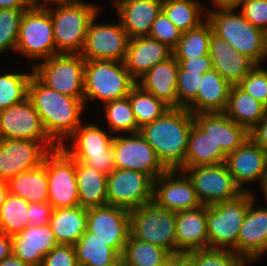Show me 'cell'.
<instances>
[{
  "instance_id": "24",
  "label": "cell",
  "mask_w": 267,
  "mask_h": 266,
  "mask_svg": "<svg viewBox=\"0 0 267 266\" xmlns=\"http://www.w3.org/2000/svg\"><path fill=\"white\" fill-rule=\"evenodd\" d=\"M121 26L130 39L148 36L162 11V0H112Z\"/></svg>"
},
{
  "instance_id": "33",
  "label": "cell",
  "mask_w": 267,
  "mask_h": 266,
  "mask_svg": "<svg viewBox=\"0 0 267 266\" xmlns=\"http://www.w3.org/2000/svg\"><path fill=\"white\" fill-rule=\"evenodd\" d=\"M266 108L237 85H232L224 113L237 125L243 126L250 132L264 117Z\"/></svg>"
},
{
  "instance_id": "4",
  "label": "cell",
  "mask_w": 267,
  "mask_h": 266,
  "mask_svg": "<svg viewBox=\"0 0 267 266\" xmlns=\"http://www.w3.org/2000/svg\"><path fill=\"white\" fill-rule=\"evenodd\" d=\"M230 10H207L206 19L213 33L224 39L240 54L256 65L262 64L267 56V33L253 26L240 12Z\"/></svg>"
},
{
  "instance_id": "7",
  "label": "cell",
  "mask_w": 267,
  "mask_h": 266,
  "mask_svg": "<svg viewBox=\"0 0 267 266\" xmlns=\"http://www.w3.org/2000/svg\"><path fill=\"white\" fill-rule=\"evenodd\" d=\"M176 212L159 207L154 201L130 210V234L166 250L180 254L176 243Z\"/></svg>"
},
{
  "instance_id": "60",
  "label": "cell",
  "mask_w": 267,
  "mask_h": 266,
  "mask_svg": "<svg viewBox=\"0 0 267 266\" xmlns=\"http://www.w3.org/2000/svg\"><path fill=\"white\" fill-rule=\"evenodd\" d=\"M261 188H262L263 194L265 195V199L267 202V173H266L265 180H264Z\"/></svg>"
},
{
  "instance_id": "48",
  "label": "cell",
  "mask_w": 267,
  "mask_h": 266,
  "mask_svg": "<svg viewBox=\"0 0 267 266\" xmlns=\"http://www.w3.org/2000/svg\"><path fill=\"white\" fill-rule=\"evenodd\" d=\"M240 6L242 15L267 33V0H243Z\"/></svg>"
},
{
  "instance_id": "25",
  "label": "cell",
  "mask_w": 267,
  "mask_h": 266,
  "mask_svg": "<svg viewBox=\"0 0 267 266\" xmlns=\"http://www.w3.org/2000/svg\"><path fill=\"white\" fill-rule=\"evenodd\" d=\"M176 243L181 253L208 249L207 206L176 212Z\"/></svg>"
},
{
  "instance_id": "11",
  "label": "cell",
  "mask_w": 267,
  "mask_h": 266,
  "mask_svg": "<svg viewBox=\"0 0 267 266\" xmlns=\"http://www.w3.org/2000/svg\"><path fill=\"white\" fill-rule=\"evenodd\" d=\"M69 138L73 143L69 144V148L66 143L62 147L74 160L107 175L115 170L112 147L114 135H108L100 127L90 123L80 125Z\"/></svg>"
},
{
  "instance_id": "32",
  "label": "cell",
  "mask_w": 267,
  "mask_h": 266,
  "mask_svg": "<svg viewBox=\"0 0 267 266\" xmlns=\"http://www.w3.org/2000/svg\"><path fill=\"white\" fill-rule=\"evenodd\" d=\"M49 224L59 244L74 245L87 229V208L53 209Z\"/></svg>"
},
{
  "instance_id": "10",
  "label": "cell",
  "mask_w": 267,
  "mask_h": 266,
  "mask_svg": "<svg viewBox=\"0 0 267 266\" xmlns=\"http://www.w3.org/2000/svg\"><path fill=\"white\" fill-rule=\"evenodd\" d=\"M17 52L31 60L57 55L50 12L46 7H29L22 15Z\"/></svg>"
},
{
  "instance_id": "27",
  "label": "cell",
  "mask_w": 267,
  "mask_h": 266,
  "mask_svg": "<svg viewBox=\"0 0 267 266\" xmlns=\"http://www.w3.org/2000/svg\"><path fill=\"white\" fill-rule=\"evenodd\" d=\"M179 63L173 55L159 62L136 82L143 90L163 101L170 108H178L177 77Z\"/></svg>"
},
{
  "instance_id": "36",
  "label": "cell",
  "mask_w": 267,
  "mask_h": 266,
  "mask_svg": "<svg viewBox=\"0 0 267 266\" xmlns=\"http://www.w3.org/2000/svg\"><path fill=\"white\" fill-rule=\"evenodd\" d=\"M169 256L163 248L138 240L130 234L121 259L124 266H157L164 263Z\"/></svg>"
},
{
  "instance_id": "3",
  "label": "cell",
  "mask_w": 267,
  "mask_h": 266,
  "mask_svg": "<svg viewBox=\"0 0 267 266\" xmlns=\"http://www.w3.org/2000/svg\"><path fill=\"white\" fill-rule=\"evenodd\" d=\"M53 4L57 8H46L52 19L56 52L80 54L85 45L88 25L99 14L100 7L79 0H54Z\"/></svg>"
},
{
  "instance_id": "42",
  "label": "cell",
  "mask_w": 267,
  "mask_h": 266,
  "mask_svg": "<svg viewBox=\"0 0 267 266\" xmlns=\"http://www.w3.org/2000/svg\"><path fill=\"white\" fill-rule=\"evenodd\" d=\"M33 75L5 72L0 75V112L28 98V86Z\"/></svg>"
},
{
  "instance_id": "31",
  "label": "cell",
  "mask_w": 267,
  "mask_h": 266,
  "mask_svg": "<svg viewBox=\"0 0 267 266\" xmlns=\"http://www.w3.org/2000/svg\"><path fill=\"white\" fill-rule=\"evenodd\" d=\"M227 155L195 123L191 127L184 164L178 169L226 163Z\"/></svg>"
},
{
  "instance_id": "9",
  "label": "cell",
  "mask_w": 267,
  "mask_h": 266,
  "mask_svg": "<svg viewBox=\"0 0 267 266\" xmlns=\"http://www.w3.org/2000/svg\"><path fill=\"white\" fill-rule=\"evenodd\" d=\"M42 165L47 170L48 203L53 209L80 206L74 158L58 146L46 154Z\"/></svg>"
},
{
  "instance_id": "5",
  "label": "cell",
  "mask_w": 267,
  "mask_h": 266,
  "mask_svg": "<svg viewBox=\"0 0 267 266\" xmlns=\"http://www.w3.org/2000/svg\"><path fill=\"white\" fill-rule=\"evenodd\" d=\"M137 84L124 62L115 60H85L84 104L88 99L103 103L125 98Z\"/></svg>"
},
{
  "instance_id": "57",
  "label": "cell",
  "mask_w": 267,
  "mask_h": 266,
  "mask_svg": "<svg viewBox=\"0 0 267 266\" xmlns=\"http://www.w3.org/2000/svg\"><path fill=\"white\" fill-rule=\"evenodd\" d=\"M0 266H30L27 263H24L20 258L15 257L13 254L5 258L0 262Z\"/></svg>"
},
{
  "instance_id": "41",
  "label": "cell",
  "mask_w": 267,
  "mask_h": 266,
  "mask_svg": "<svg viewBox=\"0 0 267 266\" xmlns=\"http://www.w3.org/2000/svg\"><path fill=\"white\" fill-rule=\"evenodd\" d=\"M105 114L109 126V132H121L125 134L137 133L140 128L129 101V97L112 100L104 103Z\"/></svg>"
},
{
  "instance_id": "53",
  "label": "cell",
  "mask_w": 267,
  "mask_h": 266,
  "mask_svg": "<svg viewBox=\"0 0 267 266\" xmlns=\"http://www.w3.org/2000/svg\"><path fill=\"white\" fill-rule=\"evenodd\" d=\"M12 255V239L0 231V262Z\"/></svg>"
},
{
  "instance_id": "19",
  "label": "cell",
  "mask_w": 267,
  "mask_h": 266,
  "mask_svg": "<svg viewBox=\"0 0 267 266\" xmlns=\"http://www.w3.org/2000/svg\"><path fill=\"white\" fill-rule=\"evenodd\" d=\"M177 172L182 175L179 176ZM153 201L159 207L174 212L202 206L191 179L179 170H167L154 180Z\"/></svg>"
},
{
  "instance_id": "37",
  "label": "cell",
  "mask_w": 267,
  "mask_h": 266,
  "mask_svg": "<svg viewBox=\"0 0 267 266\" xmlns=\"http://www.w3.org/2000/svg\"><path fill=\"white\" fill-rule=\"evenodd\" d=\"M212 26L205 19L196 28L182 32L181 39L172 50L174 58H196L209 54Z\"/></svg>"
},
{
  "instance_id": "16",
  "label": "cell",
  "mask_w": 267,
  "mask_h": 266,
  "mask_svg": "<svg viewBox=\"0 0 267 266\" xmlns=\"http://www.w3.org/2000/svg\"><path fill=\"white\" fill-rule=\"evenodd\" d=\"M120 256L130 236V211L106 205L87 209V229Z\"/></svg>"
},
{
  "instance_id": "20",
  "label": "cell",
  "mask_w": 267,
  "mask_h": 266,
  "mask_svg": "<svg viewBox=\"0 0 267 266\" xmlns=\"http://www.w3.org/2000/svg\"><path fill=\"white\" fill-rule=\"evenodd\" d=\"M225 164L235 184L242 192H249L243 185L259 180L262 186L265 180L267 153L248 138L239 148L227 155Z\"/></svg>"
},
{
  "instance_id": "6",
  "label": "cell",
  "mask_w": 267,
  "mask_h": 266,
  "mask_svg": "<svg viewBox=\"0 0 267 266\" xmlns=\"http://www.w3.org/2000/svg\"><path fill=\"white\" fill-rule=\"evenodd\" d=\"M250 206V191L237 198L207 206L209 248L237 254V238Z\"/></svg>"
},
{
  "instance_id": "40",
  "label": "cell",
  "mask_w": 267,
  "mask_h": 266,
  "mask_svg": "<svg viewBox=\"0 0 267 266\" xmlns=\"http://www.w3.org/2000/svg\"><path fill=\"white\" fill-rule=\"evenodd\" d=\"M28 208L25 199L9 193L0 212V231L8 236L21 233L30 225Z\"/></svg>"
},
{
  "instance_id": "23",
  "label": "cell",
  "mask_w": 267,
  "mask_h": 266,
  "mask_svg": "<svg viewBox=\"0 0 267 266\" xmlns=\"http://www.w3.org/2000/svg\"><path fill=\"white\" fill-rule=\"evenodd\" d=\"M11 239L12 254L30 266H41L43 257L59 245L49 223L43 226L28 225Z\"/></svg>"
},
{
  "instance_id": "54",
  "label": "cell",
  "mask_w": 267,
  "mask_h": 266,
  "mask_svg": "<svg viewBox=\"0 0 267 266\" xmlns=\"http://www.w3.org/2000/svg\"><path fill=\"white\" fill-rule=\"evenodd\" d=\"M168 266H193V263L187 253H180L168 257Z\"/></svg>"
},
{
  "instance_id": "50",
  "label": "cell",
  "mask_w": 267,
  "mask_h": 266,
  "mask_svg": "<svg viewBox=\"0 0 267 266\" xmlns=\"http://www.w3.org/2000/svg\"><path fill=\"white\" fill-rule=\"evenodd\" d=\"M53 207L50 203H29L27 216L29 217L30 225L43 226L49 223Z\"/></svg>"
},
{
  "instance_id": "28",
  "label": "cell",
  "mask_w": 267,
  "mask_h": 266,
  "mask_svg": "<svg viewBox=\"0 0 267 266\" xmlns=\"http://www.w3.org/2000/svg\"><path fill=\"white\" fill-rule=\"evenodd\" d=\"M209 54L213 68L231 85H238L256 66L252 60L240 54L213 32L210 39Z\"/></svg>"
},
{
  "instance_id": "35",
  "label": "cell",
  "mask_w": 267,
  "mask_h": 266,
  "mask_svg": "<svg viewBox=\"0 0 267 266\" xmlns=\"http://www.w3.org/2000/svg\"><path fill=\"white\" fill-rule=\"evenodd\" d=\"M74 248L79 266H112L121 259L113 248L87 230L74 244Z\"/></svg>"
},
{
  "instance_id": "1",
  "label": "cell",
  "mask_w": 267,
  "mask_h": 266,
  "mask_svg": "<svg viewBox=\"0 0 267 266\" xmlns=\"http://www.w3.org/2000/svg\"><path fill=\"white\" fill-rule=\"evenodd\" d=\"M193 124V114L187 108H170L153 122L143 125L139 133L167 170H178L184 164Z\"/></svg>"
},
{
  "instance_id": "47",
  "label": "cell",
  "mask_w": 267,
  "mask_h": 266,
  "mask_svg": "<svg viewBox=\"0 0 267 266\" xmlns=\"http://www.w3.org/2000/svg\"><path fill=\"white\" fill-rule=\"evenodd\" d=\"M181 36L182 31L162 11L154 20L150 33L148 34V37L166 44L172 50L177 46Z\"/></svg>"
},
{
  "instance_id": "29",
  "label": "cell",
  "mask_w": 267,
  "mask_h": 266,
  "mask_svg": "<svg viewBox=\"0 0 267 266\" xmlns=\"http://www.w3.org/2000/svg\"><path fill=\"white\" fill-rule=\"evenodd\" d=\"M231 87L213 68L203 74L197 96L185 108L192 114L224 112Z\"/></svg>"
},
{
  "instance_id": "8",
  "label": "cell",
  "mask_w": 267,
  "mask_h": 266,
  "mask_svg": "<svg viewBox=\"0 0 267 266\" xmlns=\"http://www.w3.org/2000/svg\"><path fill=\"white\" fill-rule=\"evenodd\" d=\"M85 59L81 54H57L36 63L33 74L47 87L84 100Z\"/></svg>"
},
{
  "instance_id": "18",
  "label": "cell",
  "mask_w": 267,
  "mask_h": 266,
  "mask_svg": "<svg viewBox=\"0 0 267 266\" xmlns=\"http://www.w3.org/2000/svg\"><path fill=\"white\" fill-rule=\"evenodd\" d=\"M0 139H32L54 142L29 98L0 112Z\"/></svg>"
},
{
  "instance_id": "14",
  "label": "cell",
  "mask_w": 267,
  "mask_h": 266,
  "mask_svg": "<svg viewBox=\"0 0 267 266\" xmlns=\"http://www.w3.org/2000/svg\"><path fill=\"white\" fill-rule=\"evenodd\" d=\"M184 172L191 179L196 195L204 206L230 201L243 193L225 163L186 168Z\"/></svg>"
},
{
  "instance_id": "59",
  "label": "cell",
  "mask_w": 267,
  "mask_h": 266,
  "mask_svg": "<svg viewBox=\"0 0 267 266\" xmlns=\"http://www.w3.org/2000/svg\"><path fill=\"white\" fill-rule=\"evenodd\" d=\"M24 1L29 7H46L49 6L50 3H53L54 0H24ZM39 1L40 2L42 1V3H39Z\"/></svg>"
},
{
  "instance_id": "51",
  "label": "cell",
  "mask_w": 267,
  "mask_h": 266,
  "mask_svg": "<svg viewBox=\"0 0 267 266\" xmlns=\"http://www.w3.org/2000/svg\"><path fill=\"white\" fill-rule=\"evenodd\" d=\"M184 70L195 71L204 74L213 69L210 54L196 58H175Z\"/></svg>"
},
{
  "instance_id": "46",
  "label": "cell",
  "mask_w": 267,
  "mask_h": 266,
  "mask_svg": "<svg viewBox=\"0 0 267 266\" xmlns=\"http://www.w3.org/2000/svg\"><path fill=\"white\" fill-rule=\"evenodd\" d=\"M267 107V70L256 65L237 85Z\"/></svg>"
},
{
  "instance_id": "38",
  "label": "cell",
  "mask_w": 267,
  "mask_h": 266,
  "mask_svg": "<svg viewBox=\"0 0 267 266\" xmlns=\"http://www.w3.org/2000/svg\"><path fill=\"white\" fill-rule=\"evenodd\" d=\"M198 0H166L162 12L182 32L196 28L204 21L201 12L205 7Z\"/></svg>"
},
{
  "instance_id": "62",
  "label": "cell",
  "mask_w": 267,
  "mask_h": 266,
  "mask_svg": "<svg viewBox=\"0 0 267 266\" xmlns=\"http://www.w3.org/2000/svg\"><path fill=\"white\" fill-rule=\"evenodd\" d=\"M157 266H168V259L164 263L157 265Z\"/></svg>"
},
{
  "instance_id": "2",
  "label": "cell",
  "mask_w": 267,
  "mask_h": 266,
  "mask_svg": "<svg viewBox=\"0 0 267 266\" xmlns=\"http://www.w3.org/2000/svg\"><path fill=\"white\" fill-rule=\"evenodd\" d=\"M28 98L41 117L48 136L62 146L82 124L84 100L61 94L43 84L34 74L28 86Z\"/></svg>"
},
{
  "instance_id": "61",
  "label": "cell",
  "mask_w": 267,
  "mask_h": 266,
  "mask_svg": "<svg viewBox=\"0 0 267 266\" xmlns=\"http://www.w3.org/2000/svg\"><path fill=\"white\" fill-rule=\"evenodd\" d=\"M112 266H124L122 259H120L117 263L113 264Z\"/></svg>"
},
{
  "instance_id": "34",
  "label": "cell",
  "mask_w": 267,
  "mask_h": 266,
  "mask_svg": "<svg viewBox=\"0 0 267 266\" xmlns=\"http://www.w3.org/2000/svg\"><path fill=\"white\" fill-rule=\"evenodd\" d=\"M9 193L25 199L28 203L48 202L47 170L43 165L22 172L8 182Z\"/></svg>"
},
{
  "instance_id": "12",
  "label": "cell",
  "mask_w": 267,
  "mask_h": 266,
  "mask_svg": "<svg viewBox=\"0 0 267 266\" xmlns=\"http://www.w3.org/2000/svg\"><path fill=\"white\" fill-rule=\"evenodd\" d=\"M154 180L135 170L117 169L107 176V205L133 210L153 201Z\"/></svg>"
},
{
  "instance_id": "30",
  "label": "cell",
  "mask_w": 267,
  "mask_h": 266,
  "mask_svg": "<svg viewBox=\"0 0 267 266\" xmlns=\"http://www.w3.org/2000/svg\"><path fill=\"white\" fill-rule=\"evenodd\" d=\"M79 204L84 208L107 205V174L75 160Z\"/></svg>"
},
{
  "instance_id": "45",
  "label": "cell",
  "mask_w": 267,
  "mask_h": 266,
  "mask_svg": "<svg viewBox=\"0 0 267 266\" xmlns=\"http://www.w3.org/2000/svg\"><path fill=\"white\" fill-rule=\"evenodd\" d=\"M202 78L203 74L184 70L179 65L177 77L178 108H185L197 96Z\"/></svg>"
},
{
  "instance_id": "22",
  "label": "cell",
  "mask_w": 267,
  "mask_h": 266,
  "mask_svg": "<svg viewBox=\"0 0 267 266\" xmlns=\"http://www.w3.org/2000/svg\"><path fill=\"white\" fill-rule=\"evenodd\" d=\"M194 123L228 155L239 148L249 132L237 125L224 112L193 114Z\"/></svg>"
},
{
  "instance_id": "44",
  "label": "cell",
  "mask_w": 267,
  "mask_h": 266,
  "mask_svg": "<svg viewBox=\"0 0 267 266\" xmlns=\"http://www.w3.org/2000/svg\"><path fill=\"white\" fill-rule=\"evenodd\" d=\"M25 10L0 9V54L16 50L22 15Z\"/></svg>"
},
{
  "instance_id": "52",
  "label": "cell",
  "mask_w": 267,
  "mask_h": 266,
  "mask_svg": "<svg viewBox=\"0 0 267 266\" xmlns=\"http://www.w3.org/2000/svg\"><path fill=\"white\" fill-rule=\"evenodd\" d=\"M249 138L267 153V108L264 117L249 132Z\"/></svg>"
},
{
  "instance_id": "21",
  "label": "cell",
  "mask_w": 267,
  "mask_h": 266,
  "mask_svg": "<svg viewBox=\"0 0 267 266\" xmlns=\"http://www.w3.org/2000/svg\"><path fill=\"white\" fill-rule=\"evenodd\" d=\"M255 196L250 191V206L237 238V254L255 261L267 251V207L255 208Z\"/></svg>"
},
{
  "instance_id": "56",
  "label": "cell",
  "mask_w": 267,
  "mask_h": 266,
  "mask_svg": "<svg viewBox=\"0 0 267 266\" xmlns=\"http://www.w3.org/2000/svg\"><path fill=\"white\" fill-rule=\"evenodd\" d=\"M243 0H213L218 10H236L242 4Z\"/></svg>"
},
{
  "instance_id": "49",
  "label": "cell",
  "mask_w": 267,
  "mask_h": 266,
  "mask_svg": "<svg viewBox=\"0 0 267 266\" xmlns=\"http://www.w3.org/2000/svg\"><path fill=\"white\" fill-rule=\"evenodd\" d=\"M41 266H79L74 245H57L43 257Z\"/></svg>"
},
{
  "instance_id": "55",
  "label": "cell",
  "mask_w": 267,
  "mask_h": 266,
  "mask_svg": "<svg viewBox=\"0 0 267 266\" xmlns=\"http://www.w3.org/2000/svg\"><path fill=\"white\" fill-rule=\"evenodd\" d=\"M28 8L24 0H0V9L26 10Z\"/></svg>"
},
{
  "instance_id": "17",
  "label": "cell",
  "mask_w": 267,
  "mask_h": 266,
  "mask_svg": "<svg viewBox=\"0 0 267 266\" xmlns=\"http://www.w3.org/2000/svg\"><path fill=\"white\" fill-rule=\"evenodd\" d=\"M97 14L91 19L85 45L80 53L85 60H115L124 62L129 37L121 26L117 24H96Z\"/></svg>"
},
{
  "instance_id": "13",
  "label": "cell",
  "mask_w": 267,
  "mask_h": 266,
  "mask_svg": "<svg viewBox=\"0 0 267 266\" xmlns=\"http://www.w3.org/2000/svg\"><path fill=\"white\" fill-rule=\"evenodd\" d=\"M58 147L55 142L32 139H0V180L8 182L14 176L38 168L46 154Z\"/></svg>"
},
{
  "instance_id": "15",
  "label": "cell",
  "mask_w": 267,
  "mask_h": 266,
  "mask_svg": "<svg viewBox=\"0 0 267 266\" xmlns=\"http://www.w3.org/2000/svg\"><path fill=\"white\" fill-rule=\"evenodd\" d=\"M112 147L114 164L117 169L145 173L153 180L167 171L158 160L154 149L139 132L131 133L127 137L115 135Z\"/></svg>"
},
{
  "instance_id": "58",
  "label": "cell",
  "mask_w": 267,
  "mask_h": 266,
  "mask_svg": "<svg viewBox=\"0 0 267 266\" xmlns=\"http://www.w3.org/2000/svg\"><path fill=\"white\" fill-rule=\"evenodd\" d=\"M8 194H9L8 183L6 181L0 180V212Z\"/></svg>"
},
{
  "instance_id": "39",
  "label": "cell",
  "mask_w": 267,
  "mask_h": 266,
  "mask_svg": "<svg viewBox=\"0 0 267 266\" xmlns=\"http://www.w3.org/2000/svg\"><path fill=\"white\" fill-rule=\"evenodd\" d=\"M128 97L139 128L153 122L170 109L163 101L137 84L132 88Z\"/></svg>"
},
{
  "instance_id": "43",
  "label": "cell",
  "mask_w": 267,
  "mask_h": 266,
  "mask_svg": "<svg viewBox=\"0 0 267 266\" xmlns=\"http://www.w3.org/2000/svg\"><path fill=\"white\" fill-rule=\"evenodd\" d=\"M193 266H246L249 260L233 251L201 249L187 253Z\"/></svg>"
},
{
  "instance_id": "26",
  "label": "cell",
  "mask_w": 267,
  "mask_h": 266,
  "mask_svg": "<svg viewBox=\"0 0 267 266\" xmlns=\"http://www.w3.org/2000/svg\"><path fill=\"white\" fill-rule=\"evenodd\" d=\"M172 55V49L166 44L148 36L137 37L129 39L124 64L137 81L153 66Z\"/></svg>"
}]
</instances>
